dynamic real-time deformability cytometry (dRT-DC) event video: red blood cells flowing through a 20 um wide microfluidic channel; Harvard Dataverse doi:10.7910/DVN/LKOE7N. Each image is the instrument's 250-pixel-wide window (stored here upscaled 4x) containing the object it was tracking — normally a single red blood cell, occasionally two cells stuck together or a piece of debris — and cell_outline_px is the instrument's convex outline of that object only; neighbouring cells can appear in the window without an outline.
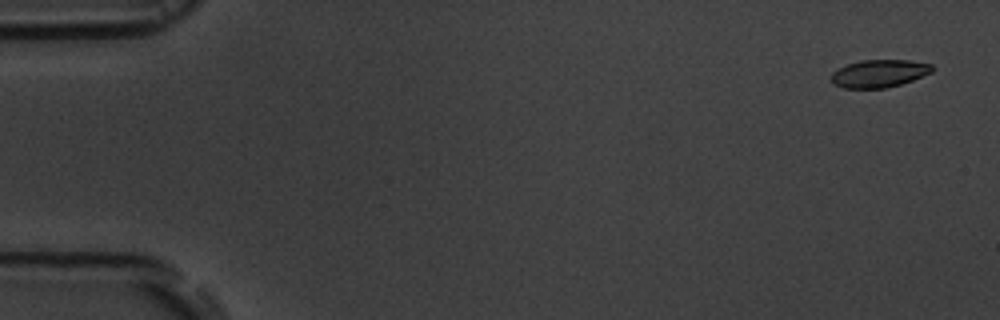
{"species": "common noctule bat (a hibernating species)", "species_latin": "Nyctalus noctula", "temperature_condition": "room temperature", "stored_images_in_passage": 56, "camera_frame_rate_fps": 3000, "um_per_image_px": 0.085, "animal": {"sex": "male", "body_mass_g": 19.5, "forearm_length_mm": 54.6}, "frame": {"image": 1, "passage_image": 2, "time_ms": 0.333, "image_size_px": [1000, 320], "cell_outline_px": [[936, 68], [932, 72], [912, 80], [900, 84], [884, 88], [844, 88], [832, 84], [832, 72], [848, 64], [860, 60], [908, 60], [932, 64]], "centroid_in_image_um": [74.75, 6.24], "position_along_channel_um": 10.3, "area_um2": 16.24}}
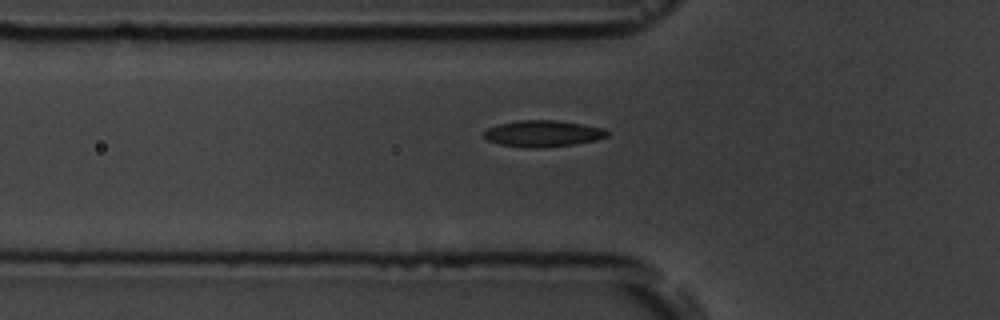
{"frame": {"image": 2, "passage_image": 19, "time_ms": 6.0, "image_size_px": [1000, 320], "cell_outline_px": [[608, 136], [596, 140], [576, 144], [536, 148], [528, 148], [500, 144], [488, 140], [484, 136], [484, 132], [488, 128], [500, 124], [520, 120], [556, 120], [584, 124], [604, 128], [608, 132]], "centroid_in_image_um": [46.19, 11.35], "position_along_channel_um": 79.6, "area_um2": 18.9}}
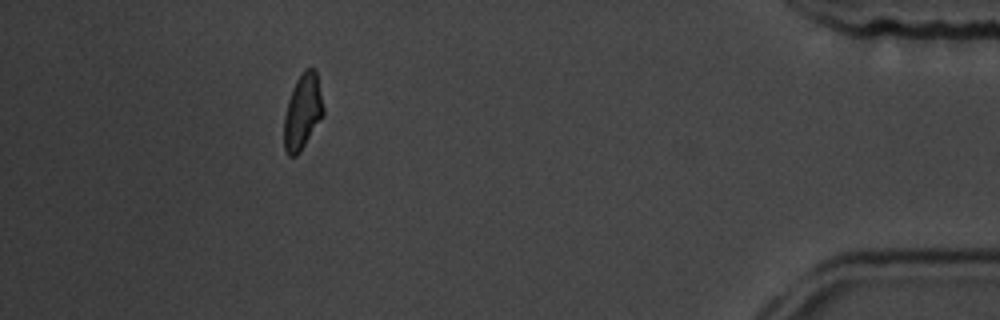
{"frame": {"image": 3, "passage_image": 51, "time_ms": 16.667, "image_size_px": [1000, 320], "cell_outline_px": [[324, 112], [300, 152], [296, 156], [288, 156], [284, 148], [284, 116], [288, 100], [292, 88], [296, 80], [304, 68], [316, 68], [324, 108]], "centroid_in_image_um": [25.71, 9.46], "position_along_channel_um": 409.5, "area_um2": 17.22}, "authors_computed_cell_mechanics": {"area_um2": 17.5423, "velocity_mm_per_s": 3.6101, "shape_relaxation_time_tau1_ms": 3.8093, "shape_relaxation_time_tau2_ms": 1.7474, "deformation_change_tau1": 0.116, "deformation_change_tau2": 0.0678}}